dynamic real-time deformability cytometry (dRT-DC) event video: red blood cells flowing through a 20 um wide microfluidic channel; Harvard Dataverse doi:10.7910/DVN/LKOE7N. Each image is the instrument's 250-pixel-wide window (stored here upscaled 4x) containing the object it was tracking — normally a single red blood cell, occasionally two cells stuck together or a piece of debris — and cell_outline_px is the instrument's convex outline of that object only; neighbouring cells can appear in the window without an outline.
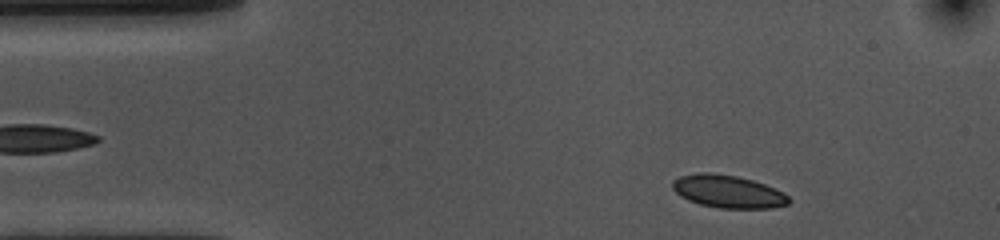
{"species": "common noctule bat (a hibernating species)", "species_latin": "Nyctalus noctula", "temperature_condition": "cold", "stored_images_in_passage": 43, "camera_frame_rate_fps": 3000, "um_per_image_px": 0.085, "animal": {"sex": "female", "body_mass_g": 10.0, "forearm_length_mm": 53.1}, "frame": {"image": 1, "passage_image": 4, "time_ms": 1.0, "image_size_px": [1000, 240], "cell_outline_px": [[792, 200], [788, 204], [772, 208], [720, 208], [700, 204], [688, 200], [680, 196], [672, 188], [672, 180], [680, 176], [700, 172], [712, 172], [736, 176], [752, 180], [764, 184], [784, 192]], "centroid_in_image_um": [61.88, 16.27], "position_along_channel_um": 23.1, "area_um2": 22.25}}
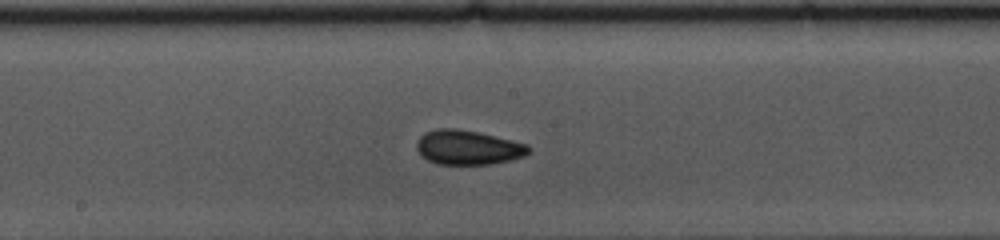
{"frame": {"image": 2, "passage_image": 24, "time_ms": 7.667, "image_size_px": [1000, 240], "cell_outline_px": [[532, 148], [524, 156], [492, 164], [436, 164], [420, 156], [416, 148], [416, 144], [420, 136], [424, 132], [436, 128], [456, 128], [476, 132], [512, 140], [528, 144]], "centroid_in_image_um": [39.74, 12.53], "position_along_channel_um": 208.5, "area_um2": 22.54}}
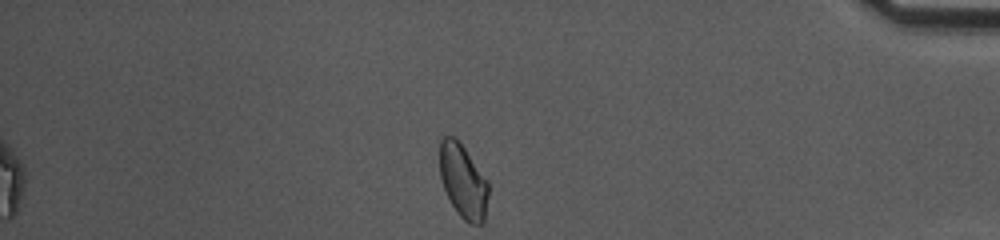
{"frame": {"image": 3, "passage_image": 43, "time_ms": 14.0, "image_size_px": [1000, 240], "cell_outline_px": [[488, 196], [484, 220], [480, 224], [472, 224], [464, 220], [456, 212], [444, 188], [440, 176], [440, 136], [452, 136], [464, 148], [488, 180]], "centroid_in_image_um": [39.36, 15.4], "position_along_channel_um": 395.8, "area_um2": 20.75}, "authors_computed_cell_mechanics": {"area_um2": 21.7328, "velocity_mm_per_s": 3.5885, "shape_relaxation_time_tau1_ms": 4.1745, "shape_relaxation_time_tau2_ms": 2.4802, "deformation_change_tau1": 0.0679, "deformation_change_tau2": 0.052}}